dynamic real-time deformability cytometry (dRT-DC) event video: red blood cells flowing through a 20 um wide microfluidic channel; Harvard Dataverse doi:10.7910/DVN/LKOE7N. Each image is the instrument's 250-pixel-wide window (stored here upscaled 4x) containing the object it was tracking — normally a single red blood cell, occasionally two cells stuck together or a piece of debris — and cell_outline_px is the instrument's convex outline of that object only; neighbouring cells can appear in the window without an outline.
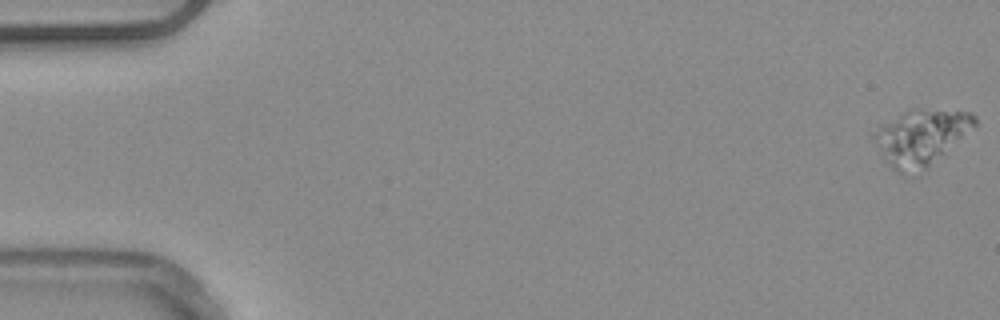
{"species": "common noctule bat (a hibernating species)", "species_latin": "Nyctalus noctula", "temperature_condition": "warm", "stored_images_in_passage": 54, "camera_frame_rate_fps": 3000, "um_per_image_px": 0.085, "animal": {"sex": "male", "body_mass_g": 20.4}, "frame": {"image": 1, "passage_image": 1, "time_ms": 0.0, "image_size_px": [1000, 320], "cell_outline_px": [[976, 124], [928, 168], [900, 172], [896, 172], [884, 160], [872, 140], [872, 136], [884, 124], [912, 108], [972, 112], [976, 116]], "centroid_in_image_um": [78.28, 11.65], "position_along_channel_um": 6.7, "area_um2": 31.67}}